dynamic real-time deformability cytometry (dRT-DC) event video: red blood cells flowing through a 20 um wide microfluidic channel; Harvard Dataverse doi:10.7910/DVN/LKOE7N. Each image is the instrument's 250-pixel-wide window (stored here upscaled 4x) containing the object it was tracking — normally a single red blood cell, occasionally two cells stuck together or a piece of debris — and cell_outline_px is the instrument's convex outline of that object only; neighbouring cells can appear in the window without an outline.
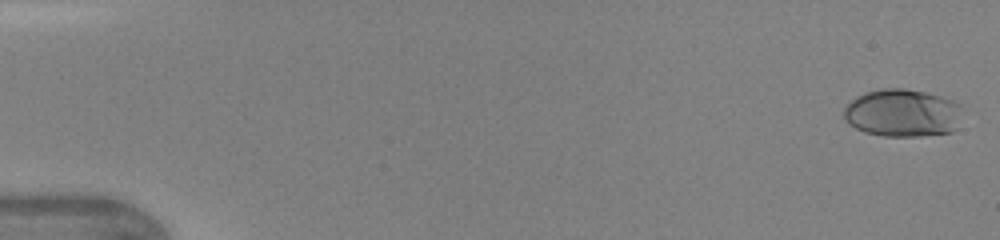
{"species": "human", "species_latin": "Homo sapiens", "temperature_condition": "warm", "stored_images_in_passage": 19, "camera_frame_rate_fps": 3000, "um_per_image_px": 0.085, "donor": {"sex": "female"}, "frame": {"image": 1, "passage_image": 1, "time_ms": 0.0, "image_size_px": [1000, 240], "cell_outline_px": [[960, 104], [956, 128], [952, 132], [920, 136], [884, 136], [864, 132], [848, 124], [844, 120], [844, 108], [856, 96], [864, 92], [880, 88], [904, 88], [924, 92], [940, 96], [952, 100]], "centroid_in_image_um": [76.65, 9.6], "position_along_channel_um": 8.3, "area_um2": 32.95}}
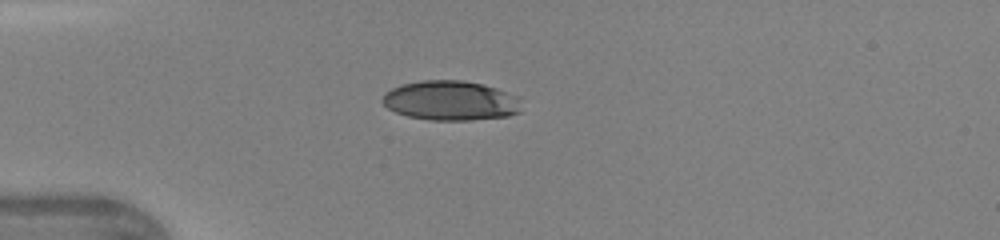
{"frame": {"image": 2, "passage_image": 13, "time_ms": 4.0, "image_size_px": [1000, 240], "cell_outline_px": [[520, 112], [508, 116], [472, 120], [428, 120], [408, 116], [396, 112], [388, 108], [380, 100], [392, 88], [400, 84], [420, 80], [464, 80], [496, 88], [508, 92], [516, 96], [520, 100]], "centroid_in_image_um": [38.3, 8.55], "position_along_channel_um": 46.7, "area_um2": 32.14}}